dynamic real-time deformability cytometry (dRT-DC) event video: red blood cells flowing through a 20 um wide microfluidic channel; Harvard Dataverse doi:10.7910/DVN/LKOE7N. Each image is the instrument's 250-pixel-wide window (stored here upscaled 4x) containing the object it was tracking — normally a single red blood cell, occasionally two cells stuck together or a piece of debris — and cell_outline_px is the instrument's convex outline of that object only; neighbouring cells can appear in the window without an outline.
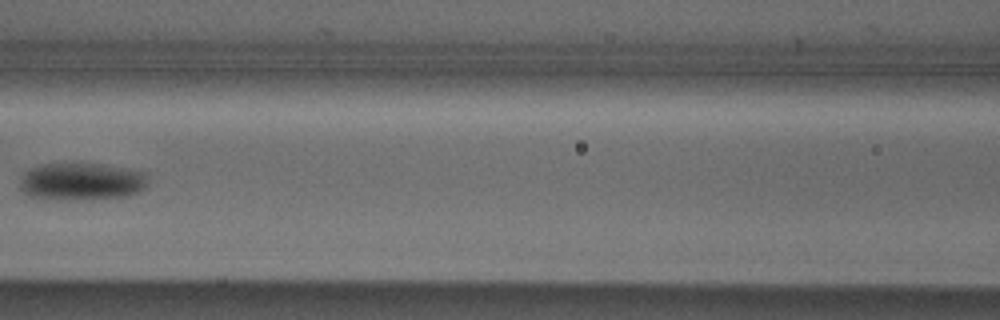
{"species": "Egyptian fruit bat (a non-hibernating species)", "species_latin": "Rousettus aegyptiacus", "temperature_condition": "cold", "stored_images_in_passage": 5, "camera_frame_rate_fps": 3000, "um_per_image_px": 0.085, "animal": {"sex": "male"}, "frame": {"image": 1, "passage_image": 5, "time_ms": 1.333, "image_size_px": [1000, 320], "cell_outline_px": [[148, 184], [140, 192], [124, 196], [72, 200], [52, 200], [28, 196], [20, 188], [20, 180], [24, 172], [32, 168], [44, 164], [100, 164], [132, 168], [148, 172]], "centroid_in_image_um": [6.97, 15.43], "position_along_channel_um": 159.6, "area_um2": 28.32}}